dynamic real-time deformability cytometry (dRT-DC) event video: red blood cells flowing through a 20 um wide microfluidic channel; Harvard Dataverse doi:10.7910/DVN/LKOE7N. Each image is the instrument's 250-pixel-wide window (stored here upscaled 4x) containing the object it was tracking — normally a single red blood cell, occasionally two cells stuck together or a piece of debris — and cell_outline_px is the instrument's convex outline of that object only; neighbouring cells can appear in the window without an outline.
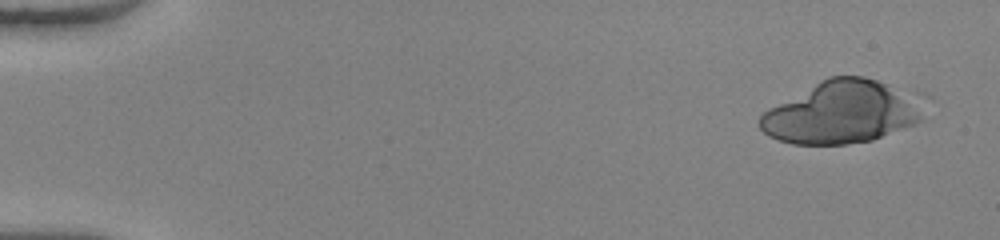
{"species": "human", "species_latin": "Homo sapiens", "temperature_condition": "warm", "stored_images_in_passage": 38, "camera_frame_rate_fps": 3000, "um_per_image_px": 0.085, "donor": {"sex": "female"}, "frame": {"image": 1, "passage_image": 1, "time_ms": 0.0, "image_size_px": [1000, 240], "cell_outline_px": [[924, 120], [872, 140], [848, 144], [792, 144], [776, 140], [768, 136], [756, 124], [760, 116], [768, 108], [820, 80], [828, 76], [864, 76], [876, 80], [884, 84], [908, 100]], "centroid_in_image_um": [71.29, 9.59], "position_along_channel_um": 13.7, "area_um2": 57.68}}
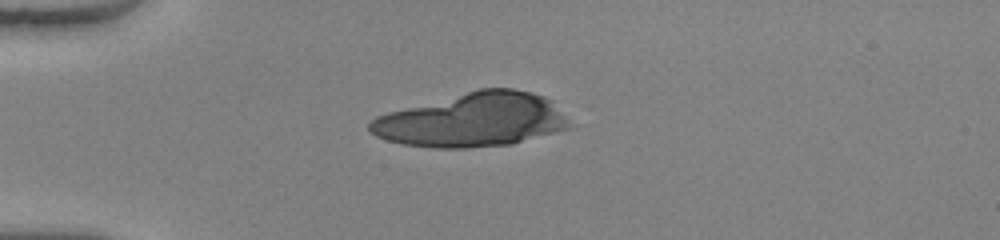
{"frame": {"image": 2, "passage_image": 12, "time_ms": 3.667, "image_size_px": [1000, 240], "cell_outline_px": [[568, 128], [556, 132], [512, 144], [468, 148], [432, 148], [404, 144], [388, 140], [376, 136], [368, 128], [368, 124], [376, 116], [388, 112], [480, 88], [512, 88], [532, 92], [544, 96], [552, 100], [568, 124]], "centroid_in_image_um": [40.13, 10.2], "position_along_channel_um": 44.9, "area_um2": 62.19}}